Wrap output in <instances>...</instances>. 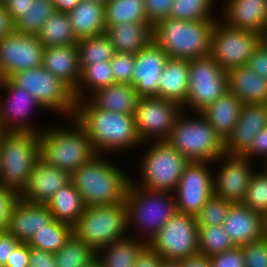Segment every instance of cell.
I'll use <instances>...</instances> for the list:
<instances>
[{
    "label": "cell",
    "mask_w": 267,
    "mask_h": 267,
    "mask_svg": "<svg viewBox=\"0 0 267 267\" xmlns=\"http://www.w3.org/2000/svg\"><path fill=\"white\" fill-rule=\"evenodd\" d=\"M75 101L73 118L89 136L97 154L123 152L144 144L134 115L98 109L87 98Z\"/></svg>",
    "instance_id": "cell-1"
},
{
    "label": "cell",
    "mask_w": 267,
    "mask_h": 267,
    "mask_svg": "<svg viewBox=\"0 0 267 267\" xmlns=\"http://www.w3.org/2000/svg\"><path fill=\"white\" fill-rule=\"evenodd\" d=\"M103 155L97 154L70 174V182L79 191L86 207L125 202L132 182L123 169Z\"/></svg>",
    "instance_id": "cell-2"
},
{
    "label": "cell",
    "mask_w": 267,
    "mask_h": 267,
    "mask_svg": "<svg viewBox=\"0 0 267 267\" xmlns=\"http://www.w3.org/2000/svg\"><path fill=\"white\" fill-rule=\"evenodd\" d=\"M71 122L70 129L53 126L39 133L40 158L69 174L97 155L84 129L74 118H71Z\"/></svg>",
    "instance_id": "cell-3"
},
{
    "label": "cell",
    "mask_w": 267,
    "mask_h": 267,
    "mask_svg": "<svg viewBox=\"0 0 267 267\" xmlns=\"http://www.w3.org/2000/svg\"><path fill=\"white\" fill-rule=\"evenodd\" d=\"M216 21L162 19L153 25V39L169 58L206 57L210 55L211 32Z\"/></svg>",
    "instance_id": "cell-4"
},
{
    "label": "cell",
    "mask_w": 267,
    "mask_h": 267,
    "mask_svg": "<svg viewBox=\"0 0 267 267\" xmlns=\"http://www.w3.org/2000/svg\"><path fill=\"white\" fill-rule=\"evenodd\" d=\"M39 158V133L2 132L0 134V184L19 194L27 184Z\"/></svg>",
    "instance_id": "cell-5"
},
{
    "label": "cell",
    "mask_w": 267,
    "mask_h": 267,
    "mask_svg": "<svg viewBox=\"0 0 267 267\" xmlns=\"http://www.w3.org/2000/svg\"><path fill=\"white\" fill-rule=\"evenodd\" d=\"M125 202L128 227H137L147 243L178 212L174 193L143 189L133 179Z\"/></svg>",
    "instance_id": "cell-6"
},
{
    "label": "cell",
    "mask_w": 267,
    "mask_h": 267,
    "mask_svg": "<svg viewBox=\"0 0 267 267\" xmlns=\"http://www.w3.org/2000/svg\"><path fill=\"white\" fill-rule=\"evenodd\" d=\"M183 112L177 117L166 141L190 162L214 163L225 153V143L201 112L195 113L196 117L187 119Z\"/></svg>",
    "instance_id": "cell-7"
},
{
    "label": "cell",
    "mask_w": 267,
    "mask_h": 267,
    "mask_svg": "<svg viewBox=\"0 0 267 267\" xmlns=\"http://www.w3.org/2000/svg\"><path fill=\"white\" fill-rule=\"evenodd\" d=\"M129 229L126 202H120L85 207L73 226V234L97 251L109 243L128 237Z\"/></svg>",
    "instance_id": "cell-8"
},
{
    "label": "cell",
    "mask_w": 267,
    "mask_h": 267,
    "mask_svg": "<svg viewBox=\"0 0 267 267\" xmlns=\"http://www.w3.org/2000/svg\"><path fill=\"white\" fill-rule=\"evenodd\" d=\"M150 142L152 144L143 154V162L140 164L139 187L151 191L174 193L190 161L166 140Z\"/></svg>",
    "instance_id": "cell-9"
},
{
    "label": "cell",
    "mask_w": 267,
    "mask_h": 267,
    "mask_svg": "<svg viewBox=\"0 0 267 267\" xmlns=\"http://www.w3.org/2000/svg\"><path fill=\"white\" fill-rule=\"evenodd\" d=\"M9 79L29 92L44 110L73 118L76 102L73 91L43 66L18 71Z\"/></svg>",
    "instance_id": "cell-10"
},
{
    "label": "cell",
    "mask_w": 267,
    "mask_h": 267,
    "mask_svg": "<svg viewBox=\"0 0 267 267\" xmlns=\"http://www.w3.org/2000/svg\"><path fill=\"white\" fill-rule=\"evenodd\" d=\"M188 66V95L182 109L202 112L229 91L227 72L210 55L188 60Z\"/></svg>",
    "instance_id": "cell-11"
},
{
    "label": "cell",
    "mask_w": 267,
    "mask_h": 267,
    "mask_svg": "<svg viewBox=\"0 0 267 267\" xmlns=\"http://www.w3.org/2000/svg\"><path fill=\"white\" fill-rule=\"evenodd\" d=\"M164 259L181 260L199 254V226L195 216L177 212L148 242Z\"/></svg>",
    "instance_id": "cell-12"
},
{
    "label": "cell",
    "mask_w": 267,
    "mask_h": 267,
    "mask_svg": "<svg viewBox=\"0 0 267 267\" xmlns=\"http://www.w3.org/2000/svg\"><path fill=\"white\" fill-rule=\"evenodd\" d=\"M261 42L262 35L258 32L229 27L218 18L211 32L210 56L225 71L246 66Z\"/></svg>",
    "instance_id": "cell-13"
},
{
    "label": "cell",
    "mask_w": 267,
    "mask_h": 267,
    "mask_svg": "<svg viewBox=\"0 0 267 267\" xmlns=\"http://www.w3.org/2000/svg\"><path fill=\"white\" fill-rule=\"evenodd\" d=\"M181 111L178 103L160 97H140L134 120L142 142L166 140Z\"/></svg>",
    "instance_id": "cell-14"
},
{
    "label": "cell",
    "mask_w": 267,
    "mask_h": 267,
    "mask_svg": "<svg viewBox=\"0 0 267 267\" xmlns=\"http://www.w3.org/2000/svg\"><path fill=\"white\" fill-rule=\"evenodd\" d=\"M209 161L190 162L183 171L174 195L179 213L196 216L213 196V173Z\"/></svg>",
    "instance_id": "cell-15"
},
{
    "label": "cell",
    "mask_w": 267,
    "mask_h": 267,
    "mask_svg": "<svg viewBox=\"0 0 267 267\" xmlns=\"http://www.w3.org/2000/svg\"><path fill=\"white\" fill-rule=\"evenodd\" d=\"M44 45L35 35L14 31L0 40V79L43 64Z\"/></svg>",
    "instance_id": "cell-16"
},
{
    "label": "cell",
    "mask_w": 267,
    "mask_h": 267,
    "mask_svg": "<svg viewBox=\"0 0 267 267\" xmlns=\"http://www.w3.org/2000/svg\"><path fill=\"white\" fill-rule=\"evenodd\" d=\"M0 89L7 91L8 96L0 95V129L2 132H37L27 119L29 109L39 107L44 109L37 100L23 88L16 86L9 78L0 79ZM1 91V90H0ZM0 94H2L0 92ZM30 107V108H29ZM28 120V121H27Z\"/></svg>",
    "instance_id": "cell-17"
},
{
    "label": "cell",
    "mask_w": 267,
    "mask_h": 267,
    "mask_svg": "<svg viewBox=\"0 0 267 267\" xmlns=\"http://www.w3.org/2000/svg\"><path fill=\"white\" fill-rule=\"evenodd\" d=\"M221 163V169L213 177V195L236 204L243 201L250 179L255 172L252 160L242 155L224 153L214 161Z\"/></svg>",
    "instance_id": "cell-18"
},
{
    "label": "cell",
    "mask_w": 267,
    "mask_h": 267,
    "mask_svg": "<svg viewBox=\"0 0 267 267\" xmlns=\"http://www.w3.org/2000/svg\"><path fill=\"white\" fill-rule=\"evenodd\" d=\"M168 59V54L154 40L134 54L132 85L139 97H158L160 75Z\"/></svg>",
    "instance_id": "cell-19"
},
{
    "label": "cell",
    "mask_w": 267,
    "mask_h": 267,
    "mask_svg": "<svg viewBox=\"0 0 267 267\" xmlns=\"http://www.w3.org/2000/svg\"><path fill=\"white\" fill-rule=\"evenodd\" d=\"M70 182V174L39 158L33 167L27 184L18 194L21 200L46 204L62 187Z\"/></svg>",
    "instance_id": "cell-20"
},
{
    "label": "cell",
    "mask_w": 267,
    "mask_h": 267,
    "mask_svg": "<svg viewBox=\"0 0 267 267\" xmlns=\"http://www.w3.org/2000/svg\"><path fill=\"white\" fill-rule=\"evenodd\" d=\"M265 127L267 104H243L232 135L225 142V153L242 155L251 146L258 132Z\"/></svg>",
    "instance_id": "cell-21"
},
{
    "label": "cell",
    "mask_w": 267,
    "mask_h": 267,
    "mask_svg": "<svg viewBox=\"0 0 267 267\" xmlns=\"http://www.w3.org/2000/svg\"><path fill=\"white\" fill-rule=\"evenodd\" d=\"M54 219L46 204L30 203L18 198L12 206L6 231L20 242L27 243Z\"/></svg>",
    "instance_id": "cell-22"
},
{
    "label": "cell",
    "mask_w": 267,
    "mask_h": 267,
    "mask_svg": "<svg viewBox=\"0 0 267 267\" xmlns=\"http://www.w3.org/2000/svg\"><path fill=\"white\" fill-rule=\"evenodd\" d=\"M223 5L220 20L229 27L260 35L267 31V0H226Z\"/></svg>",
    "instance_id": "cell-23"
},
{
    "label": "cell",
    "mask_w": 267,
    "mask_h": 267,
    "mask_svg": "<svg viewBox=\"0 0 267 267\" xmlns=\"http://www.w3.org/2000/svg\"><path fill=\"white\" fill-rule=\"evenodd\" d=\"M222 225L237 247L264 238L262 214L241 203L230 206Z\"/></svg>",
    "instance_id": "cell-24"
},
{
    "label": "cell",
    "mask_w": 267,
    "mask_h": 267,
    "mask_svg": "<svg viewBox=\"0 0 267 267\" xmlns=\"http://www.w3.org/2000/svg\"><path fill=\"white\" fill-rule=\"evenodd\" d=\"M42 66L64 82L73 92L76 90L81 77L76 45L45 47Z\"/></svg>",
    "instance_id": "cell-25"
},
{
    "label": "cell",
    "mask_w": 267,
    "mask_h": 267,
    "mask_svg": "<svg viewBox=\"0 0 267 267\" xmlns=\"http://www.w3.org/2000/svg\"><path fill=\"white\" fill-rule=\"evenodd\" d=\"M228 88L243 104H267V79L247 66L228 69Z\"/></svg>",
    "instance_id": "cell-26"
},
{
    "label": "cell",
    "mask_w": 267,
    "mask_h": 267,
    "mask_svg": "<svg viewBox=\"0 0 267 267\" xmlns=\"http://www.w3.org/2000/svg\"><path fill=\"white\" fill-rule=\"evenodd\" d=\"M105 34L111 40L115 52L123 53L136 54L154 40L153 25L149 22L106 25Z\"/></svg>",
    "instance_id": "cell-27"
},
{
    "label": "cell",
    "mask_w": 267,
    "mask_h": 267,
    "mask_svg": "<svg viewBox=\"0 0 267 267\" xmlns=\"http://www.w3.org/2000/svg\"><path fill=\"white\" fill-rule=\"evenodd\" d=\"M242 106V101L230 91H227L206 107L201 114L225 143L232 135L234 127L239 120Z\"/></svg>",
    "instance_id": "cell-28"
},
{
    "label": "cell",
    "mask_w": 267,
    "mask_h": 267,
    "mask_svg": "<svg viewBox=\"0 0 267 267\" xmlns=\"http://www.w3.org/2000/svg\"><path fill=\"white\" fill-rule=\"evenodd\" d=\"M189 86L188 60L169 58L160 75L158 97L178 103L183 107Z\"/></svg>",
    "instance_id": "cell-29"
},
{
    "label": "cell",
    "mask_w": 267,
    "mask_h": 267,
    "mask_svg": "<svg viewBox=\"0 0 267 267\" xmlns=\"http://www.w3.org/2000/svg\"><path fill=\"white\" fill-rule=\"evenodd\" d=\"M89 97L87 99L98 109L126 115H134L140 98L133 85L120 83L100 88Z\"/></svg>",
    "instance_id": "cell-30"
},
{
    "label": "cell",
    "mask_w": 267,
    "mask_h": 267,
    "mask_svg": "<svg viewBox=\"0 0 267 267\" xmlns=\"http://www.w3.org/2000/svg\"><path fill=\"white\" fill-rule=\"evenodd\" d=\"M68 15L77 39L106 32L105 9L102 3L82 0Z\"/></svg>",
    "instance_id": "cell-31"
},
{
    "label": "cell",
    "mask_w": 267,
    "mask_h": 267,
    "mask_svg": "<svg viewBox=\"0 0 267 267\" xmlns=\"http://www.w3.org/2000/svg\"><path fill=\"white\" fill-rule=\"evenodd\" d=\"M139 234L138 239L128 236L99 248L97 257L104 267H134L138 255L148 245Z\"/></svg>",
    "instance_id": "cell-32"
},
{
    "label": "cell",
    "mask_w": 267,
    "mask_h": 267,
    "mask_svg": "<svg viewBox=\"0 0 267 267\" xmlns=\"http://www.w3.org/2000/svg\"><path fill=\"white\" fill-rule=\"evenodd\" d=\"M46 206L54 219L72 226L78 222L86 207L82 196L71 182L56 191Z\"/></svg>",
    "instance_id": "cell-33"
},
{
    "label": "cell",
    "mask_w": 267,
    "mask_h": 267,
    "mask_svg": "<svg viewBox=\"0 0 267 267\" xmlns=\"http://www.w3.org/2000/svg\"><path fill=\"white\" fill-rule=\"evenodd\" d=\"M36 36L44 47L76 45L78 42L66 12L55 11Z\"/></svg>",
    "instance_id": "cell-34"
},
{
    "label": "cell",
    "mask_w": 267,
    "mask_h": 267,
    "mask_svg": "<svg viewBox=\"0 0 267 267\" xmlns=\"http://www.w3.org/2000/svg\"><path fill=\"white\" fill-rule=\"evenodd\" d=\"M113 84L115 80L110 61L89 64L81 70L80 81L73 95L75 100H84L96 90ZM85 89L90 93L86 95Z\"/></svg>",
    "instance_id": "cell-35"
},
{
    "label": "cell",
    "mask_w": 267,
    "mask_h": 267,
    "mask_svg": "<svg viewBox=\"0 0 267 267\" xmlns=\"http://www.w3.org/2000/svg\"><path fill=\"white\" fill-rule=\"evenodd\" d=\"M72 235V225L53 219L49 224L35 231L27 244L31 248L55 253L68 242Z\"/></svg>",
    "instance_id": "cell-36"
},
{
    "label": "cell",
    "mask_w": 267,
    "mask_h": 267,
    "mask_svg": "<svg viewBox=\"0 0 267 267\" xmlns=\"http://www.w3.org/2000/svg\"><path fill=\"white\" fill-rule=\"evenodd\" d=\"M104 9L106 25L149 22L144 0H107Z\"/></svg>",
    "instance_id": "cell-37"
},
{
    "label": "cell",
    "mask_w": 267,
    "mask_h": 267,
    "mask_svg": "<svg viewBox=\"0 0 267 267\" xmlns=\"http://www.w3.org/2000/svg\"><path fill=\"white\" fill-rule=\"evenodd\" d=\"M76 46L78 48L81 70L89 64L111 61L115 54L114 46L105 33L80 38Z\"/></svg>",
    "instance_id": "cell-38"
},
{
    "label": "cell",
    "mask_w": 267,
    "mask_h": 267,
    "mask_svg": "<svg viewBox=\"0 0 267 267\" xmlns=\"http://www.w3.org/2000/svg\"><path fill=\"white\" fill-rule=\"evenodd\" d=\"M56 267H85L97 256V251L74 234L54 253Z\"/></svg>",
    "instance_id": "cell-39"
},
{
    "label": "cell",
    "mask_w": 267,
    "mask_h": 267,
    "mask_svg": "<svg viewBox=\"0 0 267 267\" xmlns=\"http://www.w3.org/2000/svg\"><path fill=\"white\" fill-rule=\"evenodd\" d=\"M55 11V5L52 0H33L24 15L15 22V31L36 36L45 21Z\"/></svg>",
    "instance_id": "cell-40"
},
{
    "label": "cell",
    "mask_w": 267,
    "mask_h": 267,
    "mask_svg": "<svg viewBox=\"0 0 267 267\" xmlns=\"http://www.w3.org/2000/svg\"><path fill=\"white\" fill-rule=\"evenodd\" d=\"M223 225L199 227V254L207 258L234 248Z\"/></svg>",
    "instance_id": "cell-41"
},
{
    "label": "cell",
    "mask_w": 267,
    "mask_h": 267,
    "mask_svg": "<svg viewBox=\"0 0 267 267\" xmlns=\"http://www.w3.org/2000/svg\"><path fill=\"white\" fill-rule=\"evenodd\" d=\"M215 0H174L169 18L185 21L218 20L213 17Z\"/></svg>",
    "instance_id": "cell-42"
},
{
    "label": "cell",
    "mask_w": 267,
    "mask_h": 267,
    "mask_svg": "<svg viewBox=\"0 0 267 267\" xmlns=\"http://www.w3.org/2000/svg\"><path fill=\"white\" fill-rule=\"evenodd\" d=\"M241 204L260 214L267 211V175L262 171L253 173Z\"/></svg>",
    "instance_id": "cell-43"
},
{
    "label": "cell",
    "mask_w": 267,
    "mask_h": 267,
    "mask_svg": "<svg viewBox=\"0 0 267 267\" xmlns=\"http://www.w3.org/2000/svg\"><path fill=\"white\" fill-rule=\"evenodd\" d=\"M233 203L213 195L195 216L199 227L222 225Z\"/></svg>",
    "instance_id": "cell-44"
},
{
    "label": "cell",
    "mask_w": 267,
    "mask_h": 267,
    "mask_svg": "<svg viewBox=\"0 0 267 267\" xmlns=\"http://www.w3.org/2000/svg\"><path fill=\"white\" fill-rule=\"evenodd\" d=\"M115 83L131 84L134 70V54L115 52L110 61Z\"/></svg>",
    "instance_id": "cell-45"
},
{
    "label": "cell",
    "mask_w": 267,
    "mask_h": 267,
    "mask_svg": "<svg viewBox=\"0 0 267 267\" xmlns=\"http://www.w3.org/2000/svg\"><path fill=\"white\" fill-rule=\"evenodd\" d=\"M245 267H267V238L240 246Z\"/></svg>",
    "instance_id": "cell-46"
},
{
    "label": "cell",
    "mask_w": 267,
    "mask_h": 267,
    "mask_svg": "<svg viewBox=\"0 0 267 267\" xmlns=\"http://www.w3.org/2000/svg\"><path fill=\"white\" fill-rule=\"evenodd\" d=\"M174 0H144L145 14L150 24L169 18Z\"/></svg>",
    "instance_id": "cell-47"
},
{
    "label": "cell",
    "mask_w": 267,
    "mask_h": 267,
    "mask_svg": "<svg viewBox=\"0 0 267 267\" xmlns=\"http://www.w3.org/2000/svg\"><path fill=\"white\" fill-rule=\"evenodd\" d=\"M208 259L211 267H245L243 252L241 247L237 246Z\"/></svg>",
    "instance_id": "cell-48"
},
{
    "label": "cell",
    "mask_w": 267,
    "mask_h": 267,
    "mask_svg": "<svg viewBox=\"0 0 267 267\" xmlns=\"http://www.w3.org/2000/svg\"><path fill=\"white\" fill-rule=\"evenodd\" d=\"M18 198L17 192L0 184V231H6L10 211Z\"/></svg>",
    "instance_id": "cell-49"
},
{
    "label": "cell",
    "mask_w": 267,
    "mask_h": 267,
    "mask_svg": "<svg viewBox=\"0 0 267 267\" xmlns=\"http://www.w3.org/2000/svg\"><path fill=\"white\" fill-rule=\"evenodd\" d=\"M246 66L267 79V46L263 41L254 50Z\"/></svg>",
    "instance_id": "cell-50"
},
{
    "label": "cell",
    "mask_w": 267,
    "mask_h": 267,
    "mask_svg": "<svg viewBox=\"0 0 267 267\" xmlns=\"http://www.w3.org/2000/svg\"><path fill=\"white\" fill-rule=\"evenodd\" d=\"M242 156L250 159L254 157H267V127L263 128L252 141L251 146L242 154Z\"/></svg>",
    "instance_id": "cell-51"
},
{
    "label": "cell",
    "mask_w": 267,
    "mask_h": 267,
    "mask_svg": "<svg viewBox=\"0 0 267 267\" xmlns=\"http://www.w3.org/2000/svg\"><path fill=\"white\" fill-rule=\"evenodd\" d=\"M21 242L7 231H0V267H4L13 250Z\"/></svg>",
    "instance_id": "cell-52"
},
{
    "label": "cell",
    "mask_w": 267,
    "mask_h": 267,
    "mask_svg": "<svg viewBox=\"0 0 267 267\" xmlns=\"http://www.w3.org/2000/svg\"><path fill=\"white\" fill-rule=\"evenodd\" d=\"M30 246L21 242L11 253L4 267H29Z\"/></svg>",
    "instance_id": "cell-53"
},
{
    "label": "cell",
    "mask_w": 267,
    "mask_h": 267,
    "mask_svg": "<svg viewBox=\"0 0 267 267\" xmlns=\"http://www.w3.org/2000/svg\"><path fill=\"white\" fill-rule=\"evenodd\" d=\"M29 267H56L54 253L30 247Z\"/></svg>",
    "instance_id": "cell-54"
},
{
    "label": "cell",
    "mask_w": 267,
    "mask_h": 267,
    "mask_svg": "<svg viewBox=\"0 0 267 267\" xmlns=\"http://www.w3.org/2000/svg\"><path fill=\"white\" fill-rule=\"evenodd\" d=\"M10 17L13 19L14 23L24 15V12L30 7L33 0H0Z\"/></svg>",
    "instance_id": "cell-55"
},
{
    "label": "cell",
    "mask_w": 267,
    "mask_h": 267,
    "mask_svg": "<svg viewBox=\"0 0 267 267\" xmlns=\"http://www.w3.org/2000/svg\"><path fill=\"white\" fill-rule=\"evenodd\" d=\"M162 257L147 245L138 255L134 267H158Z\"/></svg>",
    "instance_id": "cell-56"
},
{
    "label": "cell",
    "mask_w": 267,
    "mask_h": 267,
    "mask_svg": "<svg viewBox=\"0 0 267 267\" xmlns=\"http://www.w3.org/2000/svg\"><path fill=\"white\" fill-rule=\"evenodd\" d=\"M15 31V23L0 1V40Z\"/></svg>",
    "instance_id": "cell-57"
},
{
    "label": "cell",
    "mask_w": 267,
    "mask_h": 267,
    "mask_svg": "<svg viewBox=\"0 0 267 267\" xmlns=\"http://www.w3.org/2000/svg\"><path fill=\"white\" fill-rule=\"evenodd\" d=\"M180 261L182 267H211L209 259L200 254L181 259Z\"/></svg>",
    "instance_id": "cell-58"
},
{
    "label": "cell",
    "mask_w": 267,
    "mask_h": 267,
    "mask_svg": "<svg viewBox=\"0 0 267 267\" xmlns=\"http://www.w3.org/2000/svg\"><path fill=\"white\" fill-rule=\"evenodd\" d=\"M81 1L82 0H53L56 11L66 13L73 10Z\"/></svg>",
    "instance_id": "cell-59"
},
{
    "label": "cell",
    "mask_w": 267,
    "mask_h": 267,
    "mask_svg": "<svg viewBox=\"0 0 267 267\" xmlns=\"http://www.w3.org/2000/svg\"><path fill=\"white\" fill-rule=\"evenodd\" d=\"M158 267H182V266L180 260L162 258Z\"/></svg>",
    "instance_id": "cell-60"
},
{
    "label": "cell",
    "mask_w": 267,
    "mask_h": 267,
    "mask_svg": "<svg viewBox=\"0 0 267 267\" xmlns=\"http://www.w3.org/2000/svg\"><path fill=\"white\" fill-rule=\"evenodd\" d=\"M85 267H104L103 263L98 259L96 256L95 259H93L89 264H87Z\"/></svg>",
    "instance_id": "cell-61"
},
{
    "label": "cell",
    "mask_w": 267,
    "mask_h": 267,
    "mask_svg": "<svg viewBox=\"0 0 267 267\" xmlns=\"http://www.w3.org/2000/svg\"><path fill=\"white\" fill-rule=\"evenodd\" d=\"M262 219H263V235L264 238H267V211H265L262 214Z\"/></svg>",
    "instance_id": "cell-62"
},
{
    "label": "cell",
    "mask_w": 267,
    "mask_h": 267,
    "mask_svg": "<svg viewBox=\"0 0 267 267\" xmlns=\"http://www.w3.org/2000/svg\"><path fill=\"white\" fill-rule=\"evenodd\" d=\"M264 159H266L265 161H263L265 164V166H263L264 167V169L263 170H261L265 175H267V157L266 158H264Z\"/></svg>",
    "instance_id": "cell-63"
},
{
    "label": "cell",
    "mask_w": 267,
    "mask_h": 267,
    "mask_svg": "<svg viewBox=\"0 0 267 267\" xmlns=\"http://www.w3.org/2000/svg\"><path fill=\"white\" fill-rule=\"evenodd\" d=\"M85 1H92V2H96V3H102L105 5L107 0H85Z\"/></svg>",
    "instance_id": "cell-64"
},
{
    "label": "cell",
    "mask_w": 267,
    "mask_h": 267,
    "mask_svg": "<svg viewBox=\"0 0 267 267\" xmlns=\"http://www.w3.org/2000/svg\"><path fill=\"white\" fill-rule=\"evenodd\" d=\"M262 41H263L264 44L267 46V34H263V35H262Z\"/></svg>",
    "instance_id": "cell-65"
}]
</instances>
